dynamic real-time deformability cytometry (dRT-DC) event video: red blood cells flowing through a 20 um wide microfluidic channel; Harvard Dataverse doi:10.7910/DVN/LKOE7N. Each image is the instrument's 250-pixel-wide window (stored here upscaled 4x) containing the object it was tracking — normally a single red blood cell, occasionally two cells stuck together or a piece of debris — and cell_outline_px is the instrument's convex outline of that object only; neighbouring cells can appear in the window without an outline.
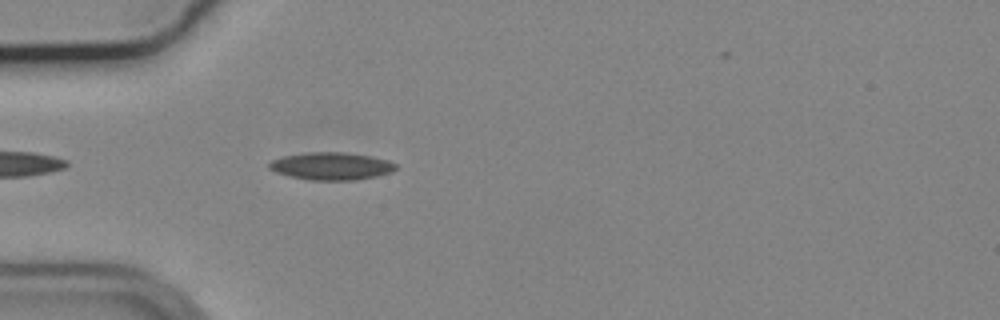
{"species": "common noctule bat (a hibernating species)", "species_latin": "Nyctalus noctula", "temperature_condition": "cold", "stored_images_in_passage": 9, "camera_frame_rate_fps": 3000, "um_per_image_px": 0.085, "animal": {"sex": "male", "body_mass_g": 19.2, "forearm_length_mm": 51.8}, "frame": {"image": 1, "passage_image": 2, "time_ms": 0.333, "image_size_px": [1000, 320], "cell_outline_px": [[396, 168], [392, 172], [376, 176], [352, 180], [312, 180], [292, 176], [276, 172], [268, 168], [268, 164], [272, 160], [284, 156], [308, 152], [344, 152], [368, 156], [388, 160], [396, 164]], "centroid_in_image_um": [28.16, 14.11], "position_along_channel_um": 56.8, "area_um2": 20.06}}
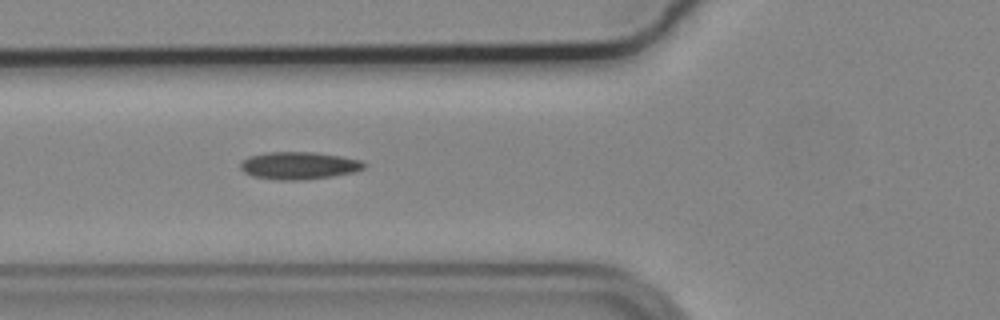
{"frame": {"image": 2, "passage_image": 6, "time_ms": 1.667, "image_size_px": [1000, 320], "cell_outline_px": [[368, 164], [364, 168], [352, 172], [332, 176], [296, 180], [276, 180], [252, 176], [244, 172], [240, 168], [240, 164], [248, 156], [264, 152], [312, 152], [340, 156], [360, 160]], "centroid_in_image_um": [25.37, 14.07], "position_along_channel_um": 100.4, "area_um2": 19.71}}